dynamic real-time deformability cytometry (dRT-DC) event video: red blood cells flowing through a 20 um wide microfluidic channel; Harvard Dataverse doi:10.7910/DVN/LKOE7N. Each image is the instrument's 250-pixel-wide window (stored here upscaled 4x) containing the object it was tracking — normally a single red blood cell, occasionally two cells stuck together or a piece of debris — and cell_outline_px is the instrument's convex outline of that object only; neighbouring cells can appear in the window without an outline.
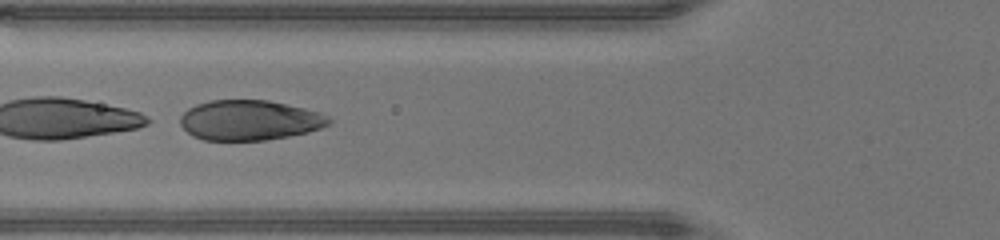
{"species": "human", "species_latin": "Homo sapiens", "temperature_condition": "warm", "stored_images_in_passage": 45, "segment_of_instrument_passage": [2, 2], "camera_frame_rate_fps": 3000, "um_per_image_px": 0.085, "donor": {"sex": "male"}, "frame": {"image": 1, "passage_image": 17, "time_ms": 5.333, "image_size_px": [1000, 240], "cell_outline_px": [[332, 124], [308, 132], [288, 136], [264, 140], [204, 140], [192, 136], [180, 124], [180, 116], [188, 108], [196, 104], [208, 100], [268, 100], [304, 108], [320, 112], [328, 116], [332, 120]], "centroid_in_image_um": [21.21, 10.21], "position_along_channel_um": 104.6, "area_um2": 34.85}}
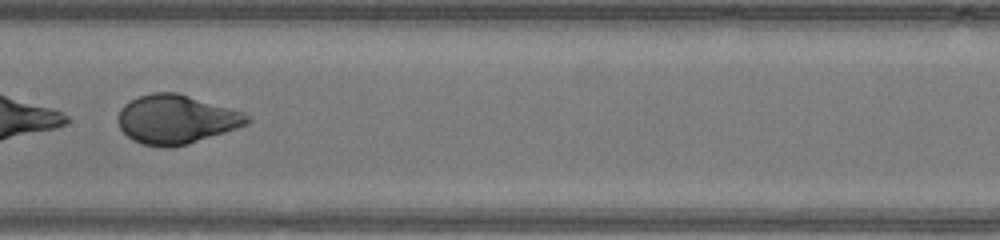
{"frame": {"image": 2, "passage_image": 23, "time_ms": 7.333, "image_size_px": [1000, 240], "cell_outline_px": [[252, 120], [248, 124], [188, 144], [172, 148], [164, 148], [144, 144], [132, 140], [120, 128], [120, 108], [124, 104], [140, 96], [152, 92], [176, 92], [232, 108], [244, 112]], "centroid_in_image_um": [15.0, 10.15], "position_along_channel_um": 192.4, "area_um2": 36.65}}